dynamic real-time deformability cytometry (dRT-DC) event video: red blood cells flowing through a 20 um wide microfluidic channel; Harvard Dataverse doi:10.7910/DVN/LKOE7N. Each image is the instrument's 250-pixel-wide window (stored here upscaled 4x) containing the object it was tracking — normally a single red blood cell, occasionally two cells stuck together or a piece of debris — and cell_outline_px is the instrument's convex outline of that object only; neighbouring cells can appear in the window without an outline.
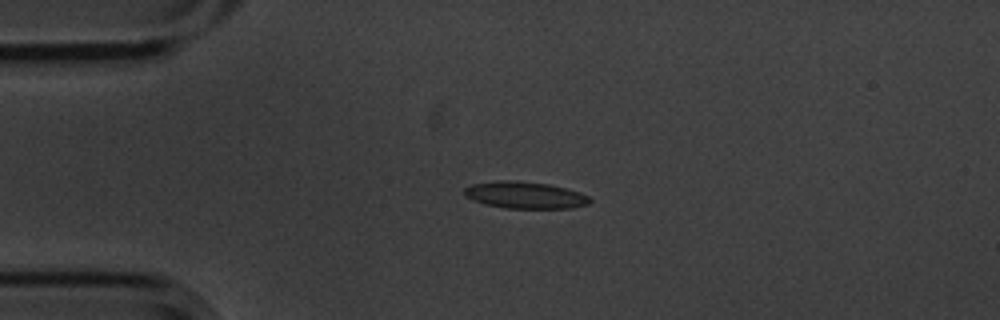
{"species": "common noctule bat (a hibernating species)", "species_latin": "Nyctalus noctula", "temperature_condition": "cold", "stored_images_in_passage": 5, "camera_frame_rate_fps": 3000, "um_per_image_px": 0.085, "animal": {"sex": "male", "body_mass_g": 20.1, "forearm_length_mm": 53.5}, "frame": {"image": 1, "passage_image": 3, "time_ms": 0.667, "image_size_px": [1000, 320], "cell_outline_px": [[592, 200], [588, 204], [572, 208], [504, 208], [484, 204], [472, 200], [464, 196], [464, 188], [472, 184], [500, 180], [508, 180], [548, 184], [580, 192], [588, 196]], "centroid_in_image_um": [44.6, 16.59], "position_along_channel_um": 40.4, "area_um2": 19.59}}
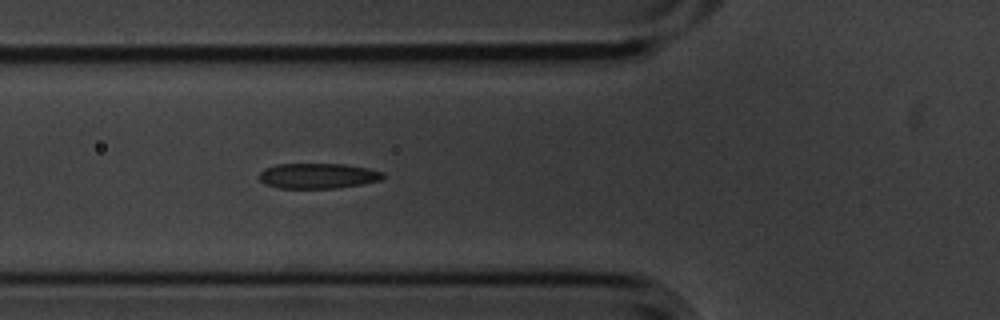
{"frame": {"image": 2, "passage_image": 5, "time_ms": 1.333, "image_size_px": [1000, 320], "cell_outline_px": [[384, 176], [380, 180], [360, 184], [336, 188], [276, 188], [264, 184], [260, 180], [260, 172], [264, 168], [276, 164], [344, 164], [368, 168], [384, 172]], "centroid_in_image_um": [26.99, 14.94], "position_along_channel_um": 98.8, "area_um2": 18.26}}